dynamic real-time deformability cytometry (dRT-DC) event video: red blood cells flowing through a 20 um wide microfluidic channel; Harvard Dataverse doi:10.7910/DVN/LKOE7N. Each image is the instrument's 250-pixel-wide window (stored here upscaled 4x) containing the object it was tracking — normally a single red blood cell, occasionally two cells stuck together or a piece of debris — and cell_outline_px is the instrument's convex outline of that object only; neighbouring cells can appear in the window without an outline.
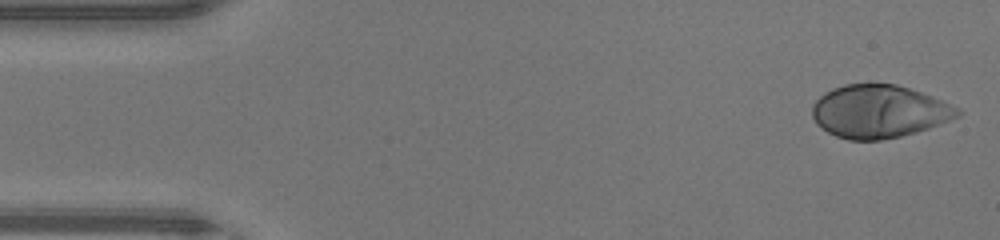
{"species": "human", "species_latin": "Homo sapiens", "temperature_condition": "warm", "stored_images_in_passage": 45, "camera_frame_rate_fps": 3000, "um_per_image_px": 0.085, "donor": {"sex": "male"}, "frame": {"image": 1, "passage_image": 1, "time_ms": 0.0, "image_size_px": [1000, 240], "cell_outline_px": [[964, 112], [960, 116], [940, 124], [916, 132], [900, 136], [880, 140], [848, 140], [836, 136], [820, 128], [816, 124], [812, 116], [812, 104], [824, 92], [832, 88], [844, 84], [896, 84], [932, 96], [960, 108]], "centroid_in_image_um": [74.71, 9.48], "position_along_channel_um": 10.3, "area_um2": 45.03}}
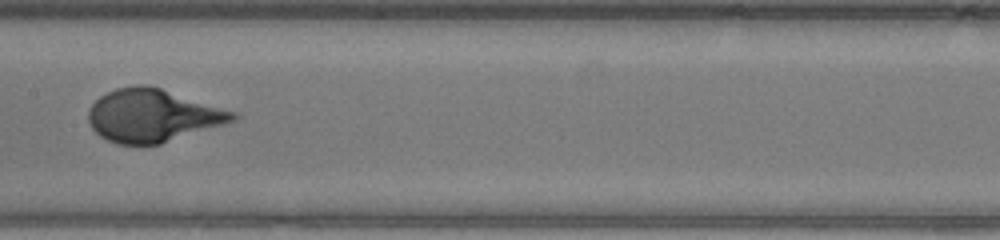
{"frame": {"image": 2, "passage_image": 22, "time_ms": 7.0, "image_size_px": [1000, 240], "cell_outline_px": [[240, 116], [236, 120], [224, 124], [160, 144], [120, 144], [108, 140], [100, 136], [92, 128], [88, 120], [88, 108], [100, 96], [116, 88], [136, 84], [144, 84], [160, 88], [236, 112]], "centroid_in_image_um": [12.96, 9.81], "position_along_channel_um": 194.4, "area_um2": 44.16}}
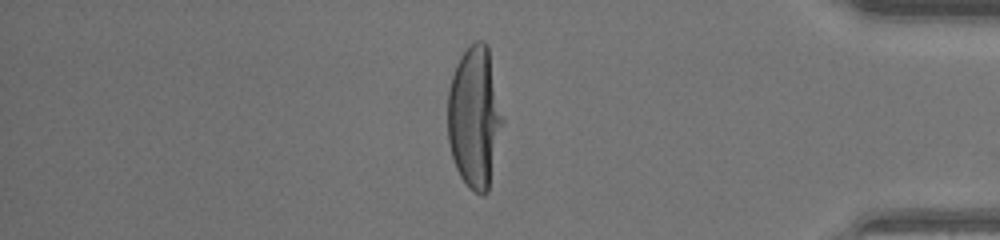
{"frame": {"image": 3, "passage_image": 38, "time_ms": 12.333, "image_size_px": [1000, 240], "cell_outline_px": [[504, 120], [488, 192], [484, 196], [480, 196], [468, 188], [460, 176], [456, 168], [452, 156], [448, 140], [448, 92], [452, 76], [456, 64], [460, 56], [476, 40], [484, 40], [488, 44]], "centroid_in_image_um": [40.35, 9.98], "position_along_channel_um": 394.8, "area_um2": 45.66}}